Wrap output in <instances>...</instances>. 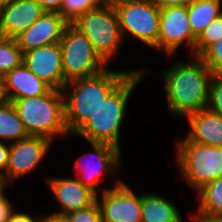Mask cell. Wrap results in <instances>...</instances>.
Wrapping results in <instances>:
<instances>
[{
  "instance_id": "cell-36",
  "label": "cell",
  "mask_w": 222,
  "mask_h": 222,
  "mask_svg": "<svg viewBox=\"0 0 222 222\" xmlns=\"http://www.w3.org/2000/svg\"><path fill=\"white\" fill-rule=\"evenodd\" d=\"M44 222H65L62 218L45 216Z\"/></svg>"
},
{
  "instance_id": "cell-24",
  "label": "cell",
  "mask_w": 222,
  "mask_h": 222,
  "mask_svg": "<svg viewBox=\"0 0 222 222\" xmlns=\"http://www.w3.org/2000/svg\"><path fill=\"white\" fill-rule=\"evenodd\" d=\"M222 38V14L215 18L196 38L193 56H200L211 44Z\"/></svg>"
},
{
  "instance_id": "cell-26",
  "label": "cell",
  "mask_w": 222,
  "mask_h": 222,
  "mask_svg": "<svg viewBox=\"0 0 222 222\" xmlns=\"http://www.w3.org/2000/svg\"><path fill=\"white\" fill-rule=\"evenodd\" d=\"M199 57L214 75H218L222 71V38L211 44Z\"/></svg>"
},
{
  "instance_id": "cell-12",
  "label": "cell",
  "mask_w": 222,
  "mask_h": 222,
  "mask_svg": "<svg viewBox=\"0 0 222 222\" xmlns=\"http://www.w3.org/2000/svg\"><path fill=\"white\" fill-rule=\"evenodd\" d=\"M52 141L41 136H29L25 139L10 143L9 162L2 180L7 182L32 172L38 167L49 151Z\"/></svg>"
},
{
  "instance_id": "cell-21",
  "label": "cell",
  "mask_w": 222,
  "mask_h": 222,
  "mask_svg": "<svg viewBox=\"0 0 222 222\" xmlns=\"http://www.w3.org/2000/svg\"><path fill=\"white\" fill-rule=\"evenodd\" d=\"M27 137L29 135L13 102L3 99L0 102V140L14 143Z\"/></svg>"
},
{
  "instance_id": "cell-4",
  "label": "cell",
  "mask_w": 222,
  "mask_h": 222,
  "mask_svg": "<svg viewBox=\"0 0 222 222\" xmlns=\"http://www.w3.org/2000/svg\"><path fill=\"white\" fill-rule=\"evenodd\" d=\"M29 136H41L53 141L54 136H68L65 123L64 95L50 89L42 96L12 101Z\"/></svg>"
},
{
  "instance_id": "cell-17",
  "label": "cell",
  "mask_w": 222,
  "mask_h": 222,
  "mask_svg": "<svg viewBox=\"0 0 222 222\" xmlns=\"http://www.w3.org/2000/svg\"><path fill=\"white\" fill-rule=\"evenodd\" d=\"M1 81L4 99L10 101L42 96L51 89L47 83L31 72L23 62L1 78Z\"/></svg>"
},
{
  "instance_id": "cell-1",
  "label": "cell",
  "mask_w": 222,
  "mask_h": 222,
  "mask_svg": "<svg viewBox=\"0 0 222 222\" xmlns=\"http://www.w3.org/2000/svg\"><path fill=\"white\" fill-rule=\"evenodd\" d=\"M190 62H175L164 70L163 81L169 112L188 116L207 108L213 72L198 56Z\"/></svg>"
},
{
  "instance_id": "cell-23",
  "label": "cell",
  "mask_w": 222,
  "mask_h": 222,
  "mask_svg": "<svg viewBox=\"0 0 222 222\" xmlns=\"http://www.w3.org/2000/svg\"><path fill=\"white\" fill-rule=\"evenodd\" d=\"M23 61V53L15 39L7 38L0 43V79Z\"/></svg>"
},
{
  "instance_id": "cell-29",
  "label": "cell",
  "mask_w": 222,
  "mask_h": 222,
  "mask_svg": "<svg viewBox=\"0 0 222 222\" xmlns=\"http://www.w3.org/2000/svg\"><path fill=\"white\" fill-rule=\"evenodd\" d=\"M45 215L39 218H33L29 214L16 212L14 209L9 213L6 222H44ZM38 220V221H37Z\"/></svg>"
},
{
  "instance_id": "cell-18",
  "label": "cell",
  "mask_w": 222,
  "mask_h": 222,
  "mask_svg": "<svg viewBox=\"0 0 222 222\" xmlns=\"http://www.w3.org/2000/svg\"><path fill=\"white\" fill-rule=\"evenodd\" d=\"M186 117L190 131L184 140L178 142H193L207 146L222 147V116L206 108Z\"/></svg>"
},
{
  "instance_id": "cell-31",
  "label": "cell",
  "mask_w": 222,
  "mask_h": 222,
  "mask_svg": "<svg viewBox=\"0 0 222 222\" xmlns=\"http://www.w3.org/2000/svg\"><path fill=\"white\" fill-rule=\"evenodd\" d=\"M10 144H4L0 141V175L3 176L6 172L9 162Z\"/></svg>"
},
{
  "instance_id": "cell-35",
  "label": "cell",
  "mask_w": 222,
  "mask_h": 222,
  "mask_svg": "<svg viewBox=\"0 0 222 222\" xmlns=\"http://www.w3.org/2000/svg\"><path fill=\"white\" fill-rule=\"evenodd\" d=\"M98 6H103V7H116L120 4H123L127 0H96Z\"/></svg>"
},
{
  "instance_id": "cell-32",
  "label": "cell",
  "mask_w": 222,
  "mask_h": 222,
  "mask_svg": "<svg viewBox=\"0 0 222 222\" xmlns=\"http://www.w3.org/2000/svg\"><path fill=\"white\" fill-rule=\"evenodd\" d=\"M37 1L45 11L58 12L61 9L63 0H35Z\"/></svg>"
},
{
  "instance_id": "cell-25",
  "label": "cell",
  "mask_w": 222,
  "mask_h": 222,
  "mask_svg": "<svg viewBox=\"0 0 222 222\" xmlns=\"http://www.w3.org/2000/svg\"><path fill=\"white\" fill-rule=\"evenodd\" d=\"M98 7L96 0H63L59 14L68 23H73L79 16Z\"/></svg>"
},
{
  "instance_id": "cell-11",
  "label": "cell",
  "mask_w": 222,
  "mask_h": 222,
  "mask_svg": "<svg viewBox=\"0 0 222 222\" xmlns=\"http://www.w3.org/2000/svg\"><path fill=\"white\" fill-rule=\"evenodd\" d=\"M196 38L188 21V6L160 8L158 50L172 55L185 42L193 54Z\"/></svg>"
},
{
  "instance_id": "cell-14",
  "label": "cell",
  "mask_w": 222,
  "mask_h": 222,
  "mask_svg": "<svg viewBox=\"0 0 222 222\" xmlns=\"http://www.w3.org/2000/svg\"><path fill=\"white\" fill-rule=\"evenodd\" d=\"M69 23L58 13L45 11L26 31L15 40L22 53L44 45L60 43Z\"/></svg>"
},
{
  "instance_id": "cell-10",
  "label": "cell",
  "mask_w": 222,
  "mask_h": 222,
  "mask_svg": "<svg viewBox=\"0 0 222 222\" xmlns=\"http://www.w3.org/2000/svg\"><path fill=\"white\" fill-rule=\"evenodd\" d=\"M89 144L94 152L81 156L79 160L76 161V178L98 196L96 186L99 185L100 176L102 174H109V177L114 176L113 174L117 172L116 170L119 171L122 162L121 150L106 143ZM90 158L93 160H90ZM83 160L87 161L84 162Z\"/></svg>"
},
{
  "instance_id": "cell-34",
  "label": "cell",
  "mask_w": 222,
  "mask_h": 222,
  "mask_svg": "<svg viewBox=\"0 0 222 222\" xmlns=\"http://www.w3.org/2000/svg\"><path fill=\"white\" fill-rule=\"evenodd\" d=\"M193 222H222V215L197 214Z\"/></svg>"
},
{
  "instance_id": "cell-9",
  "label": "cell",
  "mask_w": 222,
  "mask_h": 222,
  "mask_svg": "<svg viewBox=\"0 0 222 222\" xmlns=\"http://www.w3.org/2000/svg\"><path fill=\"white\" fill-rule=\"evenodd\" d=\"M102 201L96 198L101 222H141V195H136L123 181L102 189Z\"/></svg>"
},
{
  "instance_id": "cell-33",
  "label": "cell",
  "mask_w": 222,
  "mask_h": 222,
  "mask_svg": "<svg viewBox=\"0 0 222 222\" xmlns=\"http://www.w3.org/2000/svg\"><path fill=\"white\" fill-rule=\"evenodd\" d=\"M195 0H154V2L160 7L168 6H189Z\"/></svg>"
},
{
  "instance_id": "cell-15",
  "label": "cell",
  "mask_w": 222,
  "mask_h": 222,
  "mask_svg": "<svg viewBox=\"0 0 222 222\" xmlns=\"http://www.w3.org/2000/svg\"><path fill=\"white\" fill-rule=\"evenodd\" d=\"M48 184L54 194L60 211L45 216L61 218L71 212L92 205L97 195L85 187L77 178H49Z\"/></svg>"
},
{
  "instance_id": "cell-2",
  "label": "cell",
  "mask_w": 222,
  "mask_h": 222,
  "mask_svg": "<svg viewBox=\"0 0 222 222\" xmlns=\"http://www.w3.org/2000/svg\"><path fill=\"white\" fill-rule=\"evenodd\" d=\"M139 71L117 72L106 68L98 75L66 83L62 92L68 133L75 134L131 73Z\"/></svg>"
},
{
  "instance_id": "cell-6",
  "label": "cell",
  "mask_w": 222,
  "mask_h": 222,
  "mask_svg": "<svg viewBox=\"0 0 222 222\" xmlns=\"http://www.w3.org/2000/svg\"><path fill=\"white\" fill-rule=\"evenodd\" d=\"M177 164L186 182L196 191L222 176V147L177 142Z\"/></svg>"
},
{
  "instance_id": "cell-30",
  "label": "cell",
  "mask_w": 222,
  "mask_h": 222,
  "mask_svg": "<svg viewBox=\"0 0 222 222\" xmlns=\"http://www.w3.org/2000/svg\"><path fill=\"white\" fill-rule=\"evenodd\" d=\"M4 189L0 191V222H6L9 213L13 210L12 203L4 194Z\"/></svg>"
},
{
  "instance_id": "cell-16",
  "label": "cell",
  "mask_w": 222,
  "mask_h": 222,
  "mask_svg": "<svg viewBox=\"0 0 222 222\" xmlns=\"http://www.w3.org/2000/svg\"><path fill=\"white\" fill-rule=\"evenodd\" d=\"M44 12L35 0L0 1V20L7 38L11 39L26 31Z\"/></svg>"
},
{
  "instance_id": "cell-3",
  "label": "cell",
  "mask_w": 222,
  "mask_h": 222,
  "mask_svg": "<svg viewBox=\"0 0 222 222\" xmlns=\"http://www.w3.org/2000/svg\"><path fill=\"white\" fill-rule=\"evenodd\" d=\"M131 73L101 104L97 111L75 133L89 143H106L120 148V128L126 114L127 102L146 71Z\"/></svg>"
},
{
  "instance_id": "cell-40",
  "label": "cell",
  "mask_w": 222,
  "mask_h": 222,
  "mask_svg": "<svg viewBox=\"0 0 222 222\" xmlns=\"http://www.w3.org/2000/svg\"><path fill=\"white\" fill-rule=\"evenodd\" d=\"M218 76L222 79V71L218 74Z\"/></svg>"
},
{
  "instance_id": "cell-39",
  "label": "cell",
  "mask_w": 222,
  "mask_h": 222,
  "mask_svg": "<svg viewBox=\"0 0 222 222\" xmlns=\"http://www.w3.org/2000/svg\"><path fill=\"white\" fill-rule=\"evenodd\" d=\"M2 189H5V184H4L3 180H2V176L0 175V191Z\"/></svg>"
},
{
  "instance_id": "cell-20",
  "label": "cell",
  "mask_w": 222,
  "mask_h": 222,
  "mask_svg": "<svg viewBox=\"0 0 222 222\" xmlns=\"http://www.w3.org/2000/svg\"><path fill=\"white\" fill-rule=\"evenodd\" d=\"M221 7V0H195L188 6V21L196 37L222 14Z\"/></svg>"
},
{
  "instance_id": "cell-38",
  "label": "cell",
  "mask_w": 222,
  "mask_h": 222,
  "mask_svg": "<svg viewBox=\"0 0 222 222\" xmlns=\"http://www.w3.org/2000/svg\"><path fill=\"white\" fill-rule=\"evenodd\" d=\"M4 99V96H3V89H2V81L0 79V102Z\"/></svg>"
},
{
  "instance_id": "cell-22",
  "label": "cell",
  "mask_w": 222,
  "mask_h": 222,
  "mask_svg": "<svg viewBox=\"0 0 222 222\" xmlns=\"http://www.w3.org/2000/svg\"><path fill=\"white\" fill-rule=\"evenodd\" d=\"M197 214L222 215V176L198 190Z\"/></svg>"
},
{
  "instance_id": "cell-7",
  "label": "cell",
  "mask_w": 222,
  "mask_h": 222,
  "mask_svg": "<svg viewBox=\"0 0 222 222\" xmlns=\"http://www.w3.org/2000/svg\"><path fill=\"white\" fill-rule=\"evenodd\" d=\"M62 67L66 82L100 74L106 64L94 51L86 36L69 23L60 41Z\"/></svg>"
},
{
  "instance_id": "cell-27",
  "label": "cell",
  "mask_w": 222,
  "mask_h": 222,
  "mask_svg": "<svg viewBox=\"0 0 222 222\" xmlns=\"http://www.w3.org/2000/svg\"><path fill=\"white\" fill-rule=\"evenodd\" d=\"M65 222H101V212L97 200L90 206L61 217Z\"/></svg>"
},
{
  "instance_id": "cell-19",
  "label": "cell",
  "mask_w": 222,
  "mask_h": 222,
  "mask_svg": "<svg viewBox=\"0 0 222 222\" xmlns=\"http://www.w3.org/2000/svg\"><path fill=\"white\" fill-rule=\"evenodd\" d=\"M141 222H183L178 208L156 194H141Z\"/></svg>"
},
{
  "instance_id": "cell-5",
  "label": "cell",
  "mask_w": 222,
  "mask_h": 222,
  "mask_svg": "<svg viewBox=\"0 0 222 222\" xmlns=\"http://www.w3.org/2000/svg\"><path fill=\"white\" fill-rule=\"evenodd\" d=\"M72 24L86 36L108 66L123 41L115 8L99 6L79 16Z\"/></svg>"
},
{
  "instance_id": "cell-37",
  "label": "cell",
  "mask_w": 222,
  "mask_h": 222,
  "mask_svg": "<svg viewBox=\"0 0 222 222\" xmlns=\"http://www.w3.org/2000/svg\"><path fill=\"white\" fill-rule=\"evenodd\" d=\"M7 39V36L4 32L1 20H0V43L4 42Z\"/></svg>"
},
{
  "instance_id": "cell-13",
  "label": "cell",
  "mask_w": 222,
  "mask_h": 222,
  "mask_svg": "<svg viewBox=\"0 0 222 222\" xmlns=\"http://www.w3.org/2000/svg\"><path fill=\"white\" fill-rule=\"evenodd\" d=\"M23 64L52 89L61 90L66 85L62 67L60 43L44 45L23 53Z\"/></svg>"
},
{
  "instance_id": "cell-28",
  "label": "cell",
  "mask_w": 222,
  "mask_h": 222,
  "mask_svg": "<svg viewBox=\"0 0 222 222\" xmlns=\"http://www.w3.org/2000/svg\"><path fill=\"white\" fill-rule=\"evenodd\" d=\"M207 109L222 116V79L218 75L210 81Z\"/></svg>"
},
{
  "instance_id": "cell-8",
  "label": "cell",
  "mask_w": 222,
  "mask_h": 222,
  "mask_svg": "<svg viewBox=\"0 0 222 222\" xmlns=\"http://www.w3.org/2000/svg\"><path fill=\"white\" fill-rule=\"evenodd\" d=\"M124 40L127 33L158 50L160 7L154 0H127L115 7Z\"/></svg>"
}]
</instances>
